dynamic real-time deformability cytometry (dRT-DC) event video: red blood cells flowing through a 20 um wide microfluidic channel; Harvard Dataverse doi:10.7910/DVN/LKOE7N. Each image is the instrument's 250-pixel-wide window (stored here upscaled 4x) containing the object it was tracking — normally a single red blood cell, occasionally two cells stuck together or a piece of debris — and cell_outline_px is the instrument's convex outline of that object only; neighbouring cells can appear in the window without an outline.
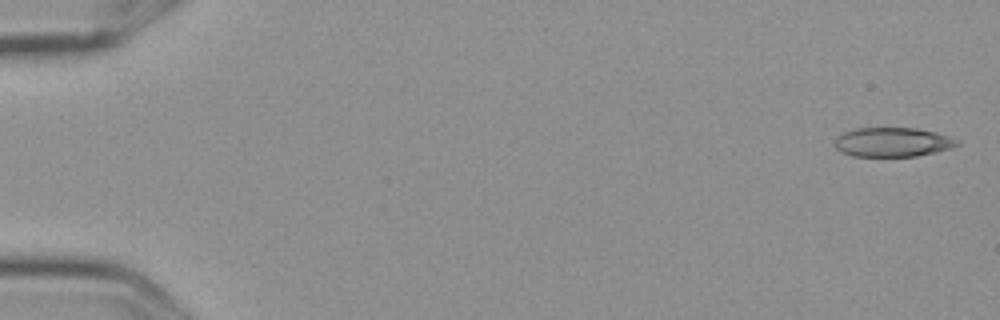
{"species": "Egyptian fruit bat (a non-hibernating species)", "species_latin": "Rousettus aegyptiacus", "temperature_condition": "cold", "stored_images_in_passage": 6, "camera_frame_rate_fps": 3000, "um_per_image_px": 0.085, "frame": {"image": 1, "passage_image": 1, "time_ms": 0.0, "image_size_px": [1000, 320], "cell_outline_px": [[960, 144], [952, 148], [936, 152], [916, 156], [852, 156], [840, 152], [836, 148], [836, 136], [844, 132], [856, 128], [916, 128], [936, 132], [960, 140]], "centroid_in_image_um": [75.89, 12.08], "position_along_channel_um": 9.1, "area_um2": 20.98}}
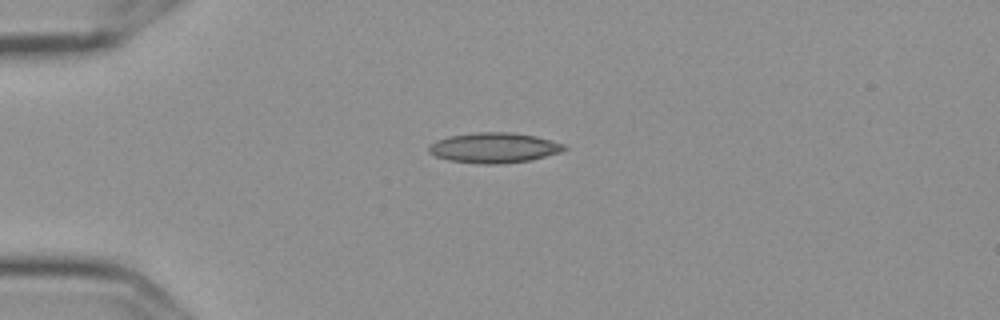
{"frame": {"image": 2, "passage_image": 4, "time_ms": 1.0, "image_size_px": [1000, 320], "cell_outline_px": [[568, 148], [560, 152], [528, 160], [500, 164], [484, 164], [448, 160], [436, 156], [428, 152], [428, 148], [436, 140], [448, 136], [476, 132], [512, 132], [536, 136], [564, 144]], "centroid_in_image_um": [41.98, 12.55], "position_along_channel_um": 43.0, "area_um2": 23.7}}
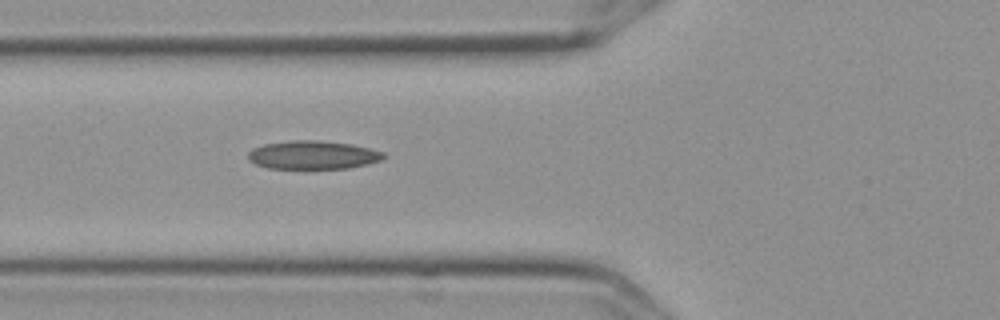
{"frame": {"image": 3, "passage_image": 6, "time_ms": 1.667, "image_size_px": [1000, 320], "cell_outline_px": [[384, 156], [380, 160], [368, 164], [348, 168], [268, 168], [256, 164], [248, 160], [248, 152], [252, 148], [264, 144], [292, 140], [316, 140], [352, 144], [384, 152]], "centroid_in_image_um": [26.57, 13.17], "position_along_channel_um": 99.2, "area_um2": 22.31}}